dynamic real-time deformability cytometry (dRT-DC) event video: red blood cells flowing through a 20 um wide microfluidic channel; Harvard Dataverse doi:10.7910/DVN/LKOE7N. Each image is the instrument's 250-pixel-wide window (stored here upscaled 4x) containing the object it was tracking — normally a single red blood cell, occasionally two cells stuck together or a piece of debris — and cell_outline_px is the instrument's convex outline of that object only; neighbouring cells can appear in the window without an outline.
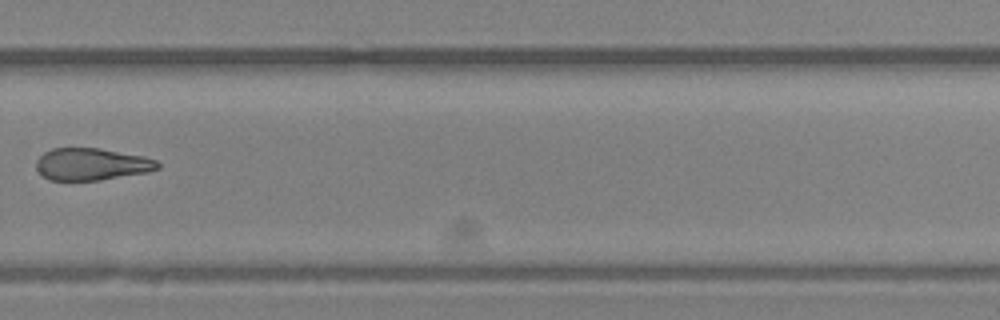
{"species": "Egyptian fruit bat (a non-hibernating species)", "species_latin": "Rousettus aegyptiacus", "temperature_condition": "room temperature", "stored_images_in_passage": 37, "camera_frame_rate_fps": 3000, "um_per_image_px": 0.085, "animal": {"sex": "female"}, "frame": {"image": 1, "passage_image": 27, "time_ms": 8.667, "image_size_px": [1000, 320], "cell_outline_px": [[160, 168], [148, 172], [100, 180], [48, 180], [36, 168], [36, 160], [44, 152], [52, 148], [100, 148], [144, 156], [156, 160], [160, 164]], "centroid_in_image_um": [7.8, 13.95], "position_along_channel_um": 322.0, "area_um2": 22.77}}